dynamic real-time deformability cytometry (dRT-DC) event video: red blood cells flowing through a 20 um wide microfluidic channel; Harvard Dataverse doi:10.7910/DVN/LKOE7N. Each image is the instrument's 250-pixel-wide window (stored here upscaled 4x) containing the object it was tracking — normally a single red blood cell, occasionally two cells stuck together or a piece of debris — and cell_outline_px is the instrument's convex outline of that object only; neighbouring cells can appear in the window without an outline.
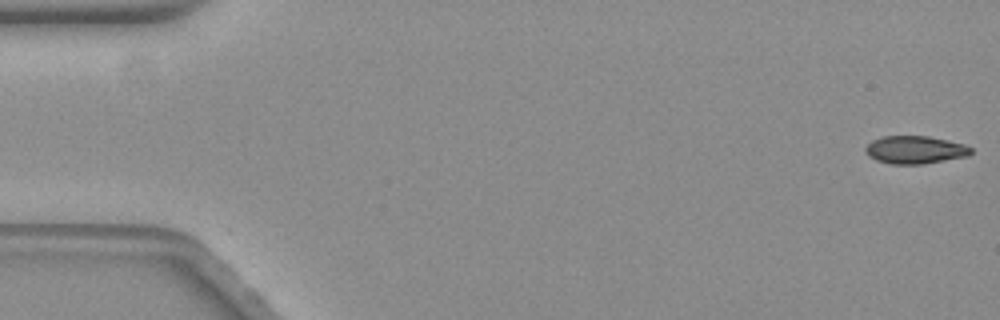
{"species": "common noctule bat (a hibernating species)", "species_latin": "Nyctalus noctula", "temperature_condition": "warm", "stored_images_in_passage": 11, "camera_frame_rate_fps": 3000, "um_per_image_px": 0.085, "animal": {"sex": "female", "body_mass_g": 19.3, "forearm_length_mm": 54.1}, "frame": {"image": 1, "passage_image": 1, "time_ms": 0.0, "image_size_px": [1000, 320], "cell_outline_px": [[972, 152], [968, 156], [924, 164], [888, 164], [876, 160], [868, 156], [864, 152], [864, 148], [872, 140], [884, 136], [928, 136], [964, 144], [972, 148]], "centroid_in_image_um": [77.75, 12.74], "position_along_channel_um": 7.2, "area_um2": 17.22}}